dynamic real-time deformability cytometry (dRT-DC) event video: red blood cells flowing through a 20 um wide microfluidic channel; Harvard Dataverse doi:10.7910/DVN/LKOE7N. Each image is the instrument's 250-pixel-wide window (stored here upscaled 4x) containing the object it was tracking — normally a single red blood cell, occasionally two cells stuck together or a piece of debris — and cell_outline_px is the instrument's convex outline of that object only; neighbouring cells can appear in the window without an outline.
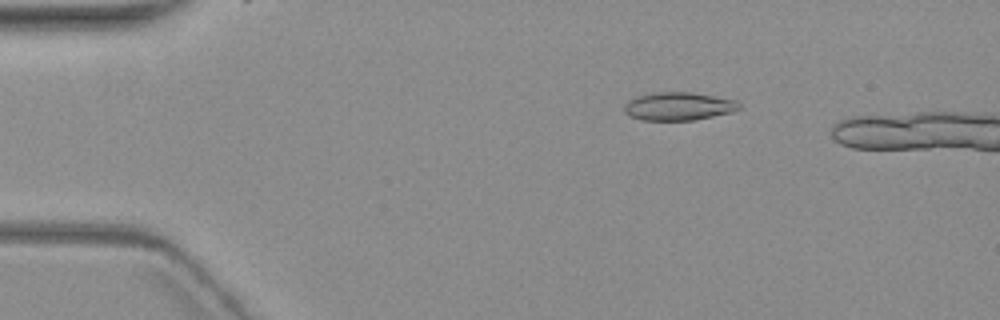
{"species": "common noctule bat (a hibernating species)", "species_latin": "Nyctalus noctula", "temperature_condition": "warm", "stored_images_in_passage": 3, "camera_frame_rate_fps": 3000, "um_per_image_px": 0.085, "animal": {"sex": "female", "body_mass_g": 19.3, "forearm_length_mm": 54.1}, "frame": {"image": 1, "passage_image": 2, "time_ms": 1.0, "image_size_px": [1000, 320], "cell_outline_px": [[740, 108], [732, 112], [692, 120], [644, 120], [628, 116], [624, 112], [624, 104], [628, 100], [636, 96], [652, 92], [692, 92], [736, 100], [740, 104]], "centroid_in_image_um": [57.63, 9.02], "position_along_channel_um": 27.4, "area_um2": 18.9}}